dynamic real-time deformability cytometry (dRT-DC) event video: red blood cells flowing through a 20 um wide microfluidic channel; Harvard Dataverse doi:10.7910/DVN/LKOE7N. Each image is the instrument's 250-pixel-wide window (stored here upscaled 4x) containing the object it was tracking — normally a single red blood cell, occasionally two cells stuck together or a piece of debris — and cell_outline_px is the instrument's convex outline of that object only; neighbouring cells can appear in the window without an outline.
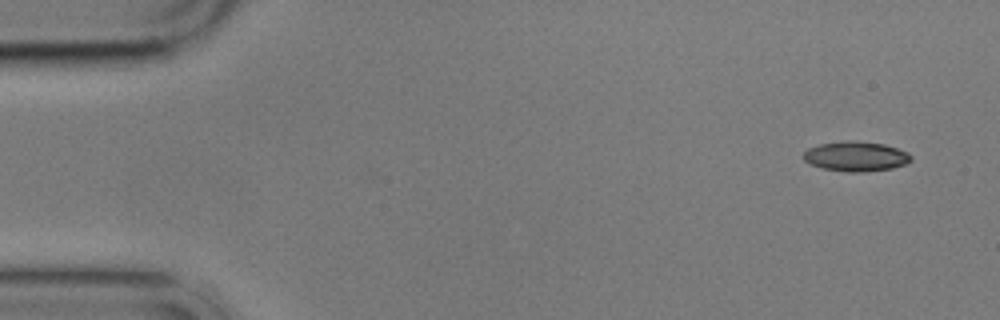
{"species": "common noctule bat (a hibernating species)", "species_latin": "Nyctalus noctula", "temperature_condition": "cold", "stored_images_in_passage": 6, "camera_frame_rate_fps": 3000, "um_per_image_px": 0.085, "animal": {"sex": "male", "body_mass_g": 17.9}, "frame": {"image": 1, "passage_image": 1, "time_ms": 0.0, "image_size_px": [1000, 320], "cell_outline_px": [[912, 160], [908, 164], [892, 168], [864, 172], [848, 172], [824, 168], [812, 164], [804, 160], [804, 152], [808, 148], [820, 144], [844, 140], [856, 140], [884, 144], [908, 152], [912, 156]], "centroid_in_image_um": [72.79, 13.28], "position_along_channel_um": 12.2, "area_um2": 18.79}}
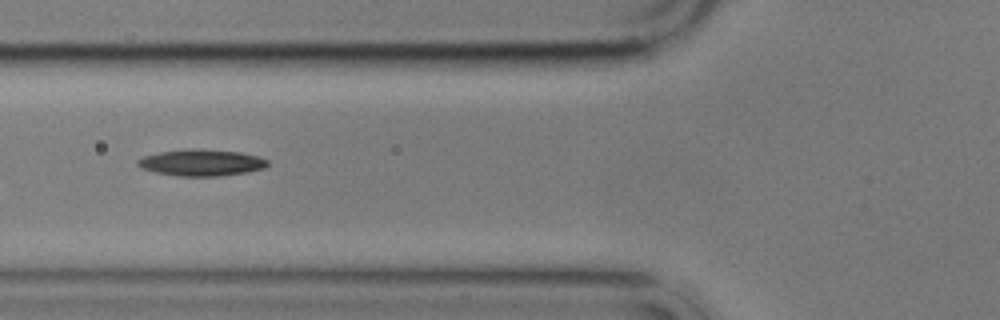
{"frame": {"image": 2, "passage_image": 6, "time_ms": 6.0, "image_size_px": [1000, 320], "cell_outline_px": [[268, 164], [264, 168], [248, 172], [220, 176], [176, 176], [156, 172], [140, 168], [136, 164], [136, 160], [144, 156], [160, 152], [240, 152], [256, 156], [268, 160]], "centroid_in_image_um": [17.11, 13.89], "position_along_channel_um": 108.7, "area_um2": 18.9}}